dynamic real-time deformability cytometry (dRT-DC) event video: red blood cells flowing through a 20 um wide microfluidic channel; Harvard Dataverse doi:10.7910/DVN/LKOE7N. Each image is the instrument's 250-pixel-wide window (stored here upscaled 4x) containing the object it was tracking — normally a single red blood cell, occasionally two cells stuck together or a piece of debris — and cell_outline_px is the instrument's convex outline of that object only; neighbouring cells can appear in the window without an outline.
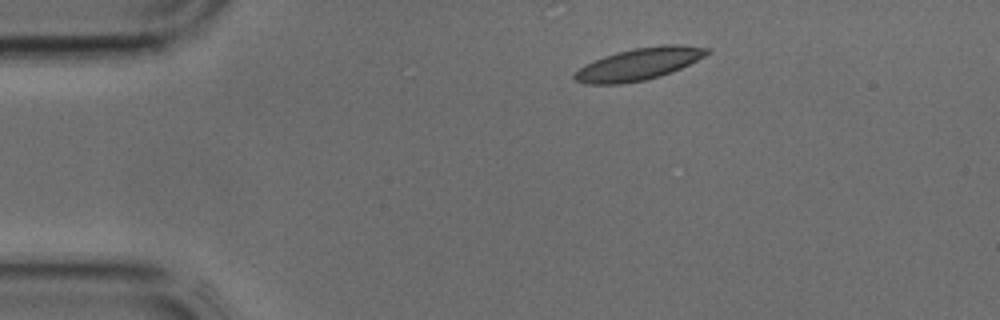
{"species": "common noctule bat (a hibernating species)", "species_latin": "Nyctalus noctula", "temperature_condition": "cold", "stored_images_in_passage": 35, "camera_frame_rate_fps": 3000, "um_per_image_px": 0.085, "animal": {"sex": "male", "body_mass_g": 17.9, "forearm_length_mm": 54.2}, "frame": {"image": 1, "passage_image": 1, "time_ms": 0.0, "image_size_px": [1000, 320], "cell_outline_px": [[712, 52], [672, 72], [660, 76], [644, 80], [620, 84], [584, 84], [576, 80], [572, 76], [584, 64], [604, 56], [616, 52], [636, 48], [664, 44], [680, 44], [712, 48]], "centroid_in_image_um": [54.32, 5.43], "position_along_channel_um": 30.7, "area_um2": 24.74}}
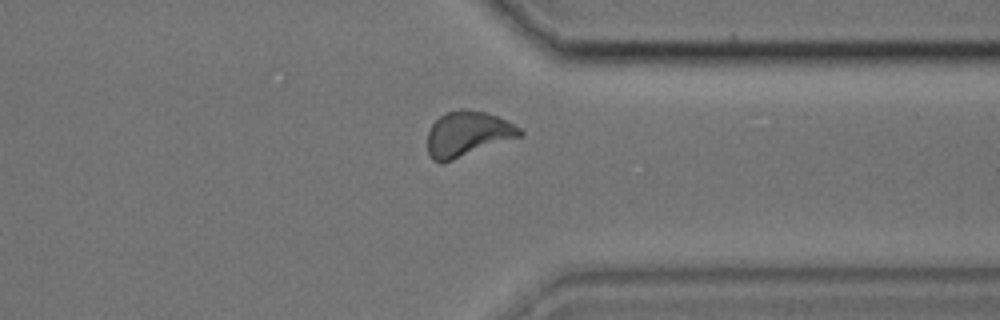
{"frame": {"image": 2, "passage_image": 26, "time_ms": 8.333, "image_size_px": [1000, 320], "cell_outline_px": [[524, 136], [440, 164], [432, 160], [428, 156], [428, 132], [432, 124], [440, 116], [448, 112], [460, 108], [468, 108], [484, 112], [496, 116], [520, 128], [524, 132]], "centroid_in_image_um": [39.74, 11.39], "position_along_channel_um": 371.7, "area_um2": 24.45}}
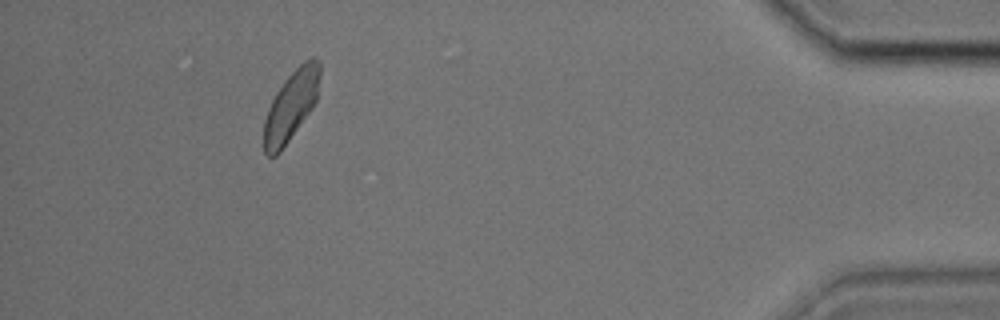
{"frame": {"image": 3, "passage_image": 32, "time_ms": 10.333, "image_size_px": [1000, 320], "cell_outline_px": [[320, 72], [316, 100], [312, 108], [280, 152], [276, 156], [268, 156], [264, 152], [264, 120], [268, 108], [276, 92], [284, 80], [304, 60], [312, 56], [316, 56], [320, 60]], "centroid_in_image_um": [24.74, 8.95], "position_along_channel_um": 410.5, "area_um2": 22.66}}